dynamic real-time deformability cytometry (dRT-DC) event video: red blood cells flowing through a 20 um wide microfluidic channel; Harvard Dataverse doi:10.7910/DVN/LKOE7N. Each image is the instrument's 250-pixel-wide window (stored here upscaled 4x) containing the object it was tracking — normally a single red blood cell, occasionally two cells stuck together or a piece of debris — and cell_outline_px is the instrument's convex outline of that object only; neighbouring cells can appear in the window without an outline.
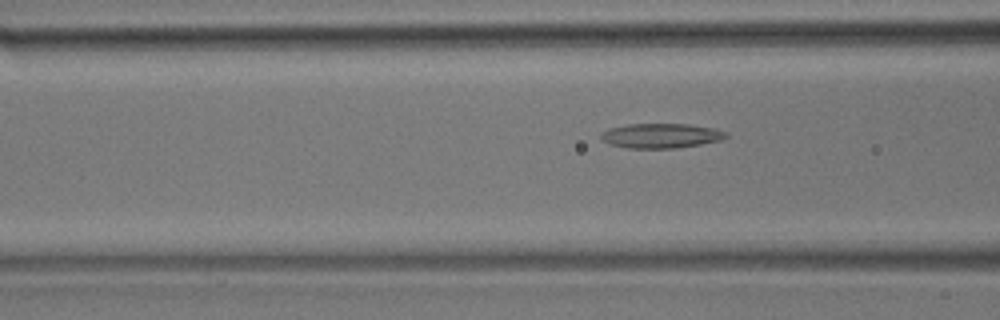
{"species": "common noctule bat (a hibernating species)", "species_latin": "Nyctalus noctula", "temperature_condition": "room temperature", "stored_images_in_passage": 6, "camera_frame_rate_fps": 3000, "um_per_image_px": 0.085, "animal": {"sex": "male", "body_mass_g": 17.9}, "frame": {"image": 1, "passage_image": 6, "time_ms": 1.667, "image_size_px": [1000, 320], "cell_outline_px": [[728, 136], [720, 140], [700, 144], [676, 148], [624, 148], [608, 144], [600, 140], [600, 136], [608, 128], [628, 124], [688, 124], [712, 128], [728, 132]], "centroid_in_image_um": [56.14, 11.54], "position_along_channel_um": 110.5, "area_um2": 18.03}}